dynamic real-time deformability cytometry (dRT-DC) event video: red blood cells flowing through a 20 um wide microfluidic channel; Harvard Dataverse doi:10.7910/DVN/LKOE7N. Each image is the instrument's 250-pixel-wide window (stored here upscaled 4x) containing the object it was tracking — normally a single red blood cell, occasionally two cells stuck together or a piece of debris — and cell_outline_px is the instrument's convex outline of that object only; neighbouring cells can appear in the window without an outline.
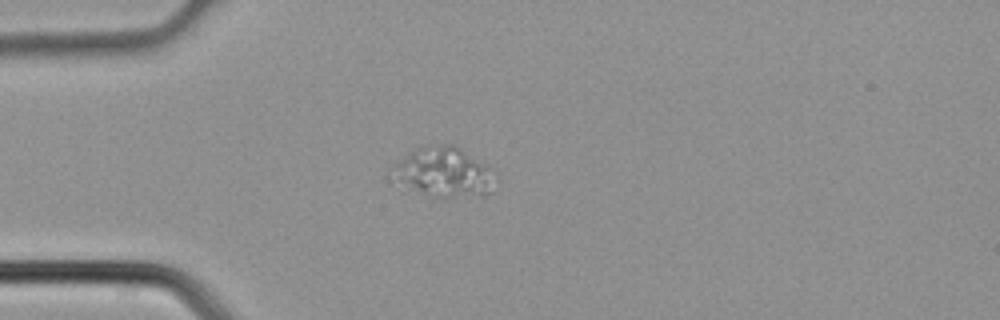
{"species": "common noctule bat (a hibernating species)", "species_latin": "Nyctalus noctula", "temperature_condition": "cold", "stored_images_in_passage": 2, "camera_frame_rate_fps": 3000, "um_per_image_px": 0.085, "animal": {"sex": "male", "body_mass_g": 21.5, "forearm_length_mm": 52.0}, "frame": {"image": 1, "passage_image": 2, "time_ms": 0.333, "image_size_px": [1000, 320], "cell_outline_px": [[500, 180], [492, 192], [484, 196], [436, 196], [420, 188], [408, 180], [392, 164], [408, 152], [416, 148], [440, 144], [452, 144], [460, 148], [500, 176]], "centroid_in_image_um": [38.0, 14.59], "position_along_channel_um": 47.0, "area_um2": 27.98}}